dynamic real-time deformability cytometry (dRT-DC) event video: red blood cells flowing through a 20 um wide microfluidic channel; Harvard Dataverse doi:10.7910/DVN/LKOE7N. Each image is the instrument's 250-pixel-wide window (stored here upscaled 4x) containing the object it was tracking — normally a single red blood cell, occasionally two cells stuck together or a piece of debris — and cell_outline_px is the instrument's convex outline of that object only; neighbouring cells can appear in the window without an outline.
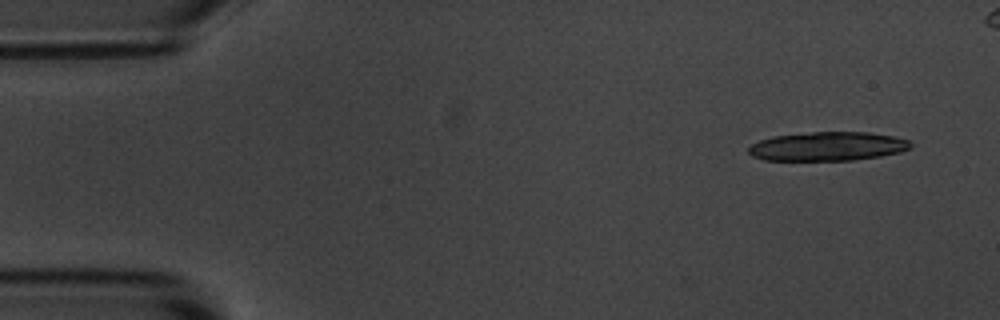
{"species": "common noctule bat (a hibernating species)", "species_latin": "Nyctalus noctula", "temperature_condition": "room temperature", "stored_images_in_passage": 5, "camera_frame_rate_fps": 3000, "um_per_image_px": 0.085, "animal": {"sex": "male", "body_mass_g": 20.1, "forearm_length_mm": 53.5}, "frame": {"image": 1, "passage_image": 1, "time_ms": 0.0, "image_size_px": [1000, 320], "cell_outline_px": [[912, 148], [900, 152], [880, 156], [856, 160], [764, 160], [752, 156], [748, 152], [748, 148], [752, 144], [760, 140], [772, 136], [812, 132], [868, 132], [892, 136], [908, 140], [912, 144]], "centroid_in_image_um": [70.35, 12.44], "position_along_channel_um": 14.6, "area_um2": 27.34}}